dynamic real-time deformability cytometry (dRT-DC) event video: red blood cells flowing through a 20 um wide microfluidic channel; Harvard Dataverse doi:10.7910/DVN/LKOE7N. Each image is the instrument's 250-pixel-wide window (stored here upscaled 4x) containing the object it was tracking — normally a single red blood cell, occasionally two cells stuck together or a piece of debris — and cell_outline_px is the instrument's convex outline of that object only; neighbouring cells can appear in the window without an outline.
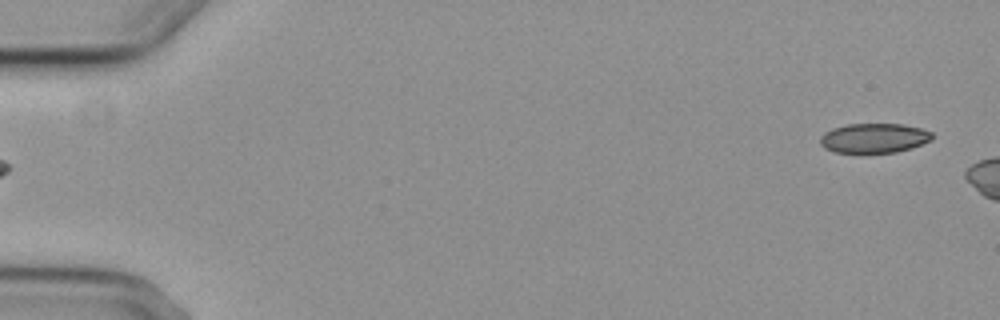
{"species": "common noctule bat (a hibernating species)", "species_latin": "Nyctalus noctula", "temperature_condition": "cold", "stored_images_in_passage": 6, "segment_of_instrument_passage": [2, 2], "camera_frame_rate_fps": 3000, "um_per_image_px": 0.085, "animal": {"sex": "female", "body_mass_g": 29.2, "forearm_length_mm": 56.3}, "frame": {"image": 1, "passage_image": 6, "time_ms": 6.0, "image_size_px": [1000, 320], "cell_outline_px": [[932, 140], [912, 148], [896, 152], [836, 152], [824, 148], [820, 144], [820, 136], [824, 132], [832, 128], [848, 124], [900, 124], [920, 128], [932, 132]], "centroid_in_image_um": [74.28, 11.73], "position_along_channel_um": 10.7, "area_um2": 19.25}}